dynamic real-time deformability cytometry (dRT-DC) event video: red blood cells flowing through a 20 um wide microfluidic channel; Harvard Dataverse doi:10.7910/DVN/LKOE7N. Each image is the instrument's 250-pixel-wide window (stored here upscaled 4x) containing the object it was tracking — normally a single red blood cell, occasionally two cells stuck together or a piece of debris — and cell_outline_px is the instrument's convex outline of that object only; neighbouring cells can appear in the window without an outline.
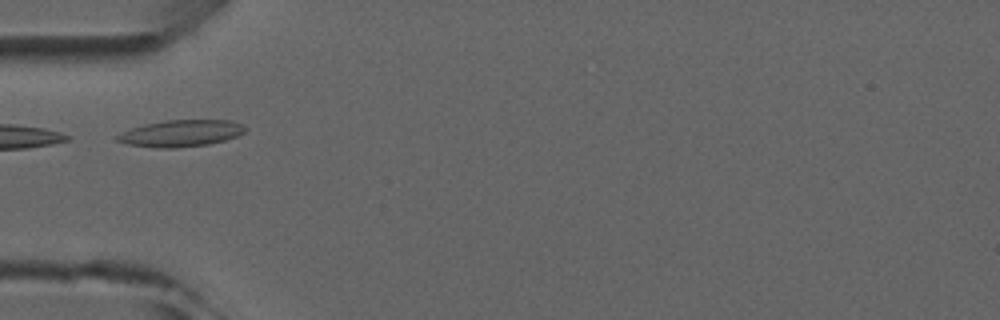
{"species": "common noctule bat (a hibernating species)", "species_latin": "Nyctalus noctula", "temperature_condition": "room temperature", "stored_images_in_passage": 4, "camera_frame_rate_fps": 3000, "um_per_image_px": 0.085, "animal": {"sex": "male", "forearm_length_mm": 52.5}, "frame": {"image": 1, "passage_image": 3, "time_ms": 3.333, "image_size_px": [1000, 320], "cell_outline_px": [[248, 128], [244, 132], [236, 136], [224, 140], [208, 144], [176, 148], [156, 148], [128, 144], [116, 140], [116, 136], [128, 128], [144, 124], [164, 120], [232, 120]], "centroid_in_image_um": [15.35, 11.32], "position_along_channel_um": 69.6, "area_um2": 19.94}}
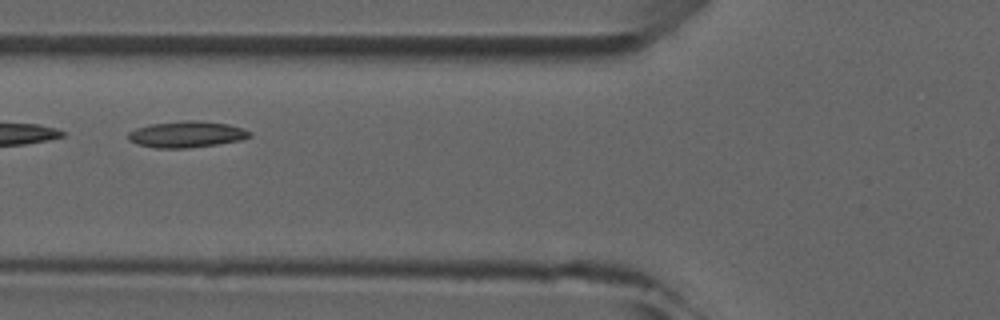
{"frame": {"image": 2, "passage_image": 4, "time_ms": 4.333, "image_size_px": [1000, 320], "cell_outline_px": [[252, 136], [240, 140], [216, 144], [188, 148], [156, 148], [136, 144], [128, 140], [128, 132], [136, 128], [148, 124], [184, 120], [200, 120], [228, 124], [244, 128], [252, 132]], "centroid_in_image_um": [15.85, 11.41], "position_along_channel_um": 109.9, "area_um2": 18.84}}